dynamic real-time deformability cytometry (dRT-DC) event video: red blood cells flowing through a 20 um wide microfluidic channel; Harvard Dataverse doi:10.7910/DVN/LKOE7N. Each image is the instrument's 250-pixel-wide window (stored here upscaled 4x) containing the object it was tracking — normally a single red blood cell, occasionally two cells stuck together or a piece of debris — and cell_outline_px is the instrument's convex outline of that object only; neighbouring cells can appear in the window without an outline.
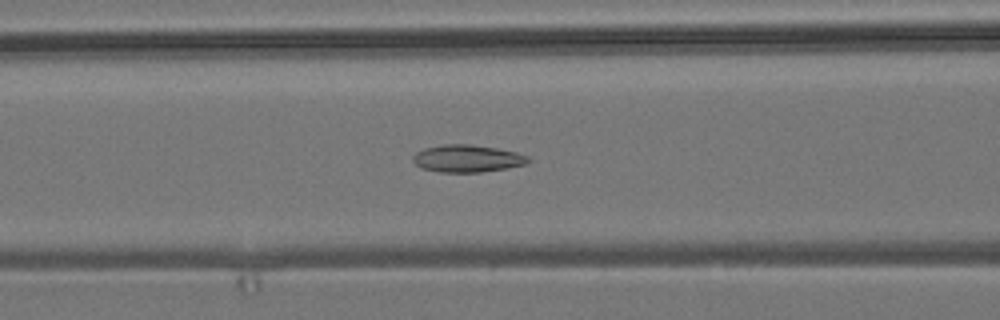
{"species": "common noctule bat (a hibernating species)", "species_latin": "Nyctalus noctula", "temperature_condition": "room temperature", "stored_images_in_passage": 55, "camera_frame_rate_fps": 3000, "um_per_image_px": 0.085, "animal": {"sex": "male", "body_mass_g": 19.2, "forearm_length_mm": 51.8}, "frame": {"image": 1, "passage_image": 22, "time_ms": 7.0, "image_size_px": [1000, 320], "cell_outline_px": [[532, 160], [524, 164], [504, 168], [480, 172], [440, 172], [424, 168], [416, 164], [412, 160], [412, 156], [416, 152], [424, 148], [444, 144], [472, 144], [496, 148], [516, 152], [528, 156]], "centroid_in_image_um": [39.7, 13.46], "position_along_channel_um": 126.9, "area_um2": 18.21}}
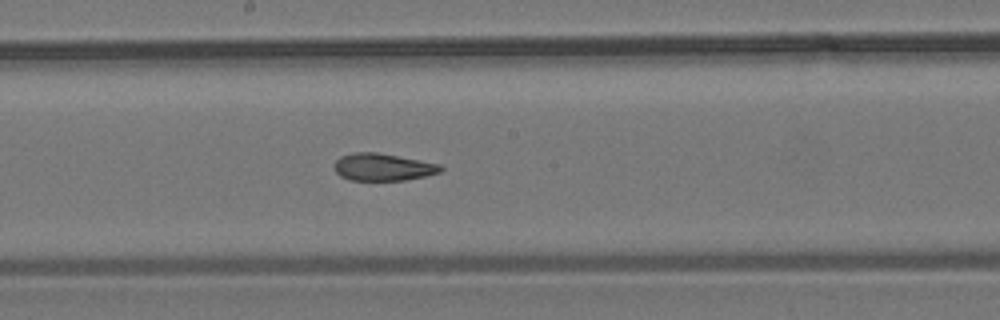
{"frame": {"image": 2, "passage_image": 29, "time_ms": 9.333, "image_size_px": [1000, 320], "cell_outline_px": [[444, 168], [440, 172], [424, 176], [404, 180], [348, 180], [340, 176], [332, 168], [336, 160], [340, 156], [352, 152], [376, 152], [440, 164]], "centroid_in_image_um": [32.49, 14.2], "position_along_channel_um": 215.7, "area_um2": 16.94}}
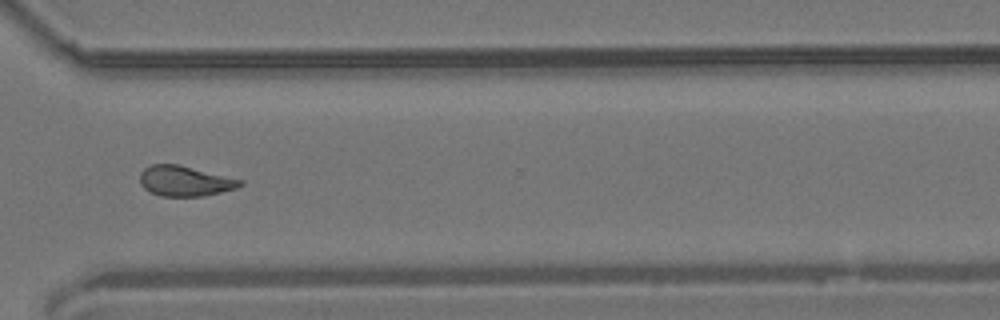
{"frame": {"image": 3, "passage_image": 40, "time_ms": 13.0, "image_size_px": [1000, 320], "cell_outline_px": [[244, 184], [236, 188], [204, 196], [160, 196], [144, 188], [140, 184], [140, 172], [144, 168], [152, 164], [180, 164], [244, 180]], "centroid_in_image_um": [15.73, 15.37], "position_along_channel_um": 354.9, "area_um2": 17.8}, "authors_computed_cell_mechanics": {"area_um2": 17.9758, "velocity_mm_per_s": 3.7974, "shape_relaxation_time_tau1_ms": null, "shape_relaxation_time_tau2_ms": 2.7293, "deformation_change_tau1": null, "deformation_change_tau2": 0.0967}}